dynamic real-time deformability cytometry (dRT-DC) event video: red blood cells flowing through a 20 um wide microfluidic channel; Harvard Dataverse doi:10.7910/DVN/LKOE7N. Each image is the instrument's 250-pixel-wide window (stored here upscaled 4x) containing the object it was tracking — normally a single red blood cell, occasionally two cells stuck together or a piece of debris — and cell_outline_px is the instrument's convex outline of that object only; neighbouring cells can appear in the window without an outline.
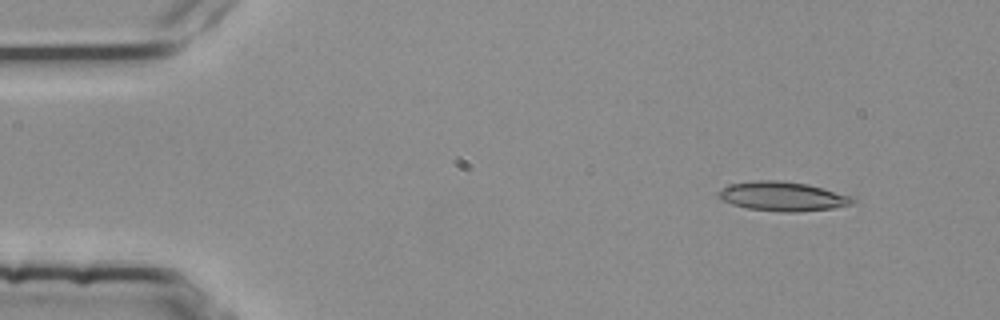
{"species": "common noctule bat (a hibernating species)", "species_latin": "Nyctalus noctula", "temperature_condition": "room temperature", "stored_images_in_passage": 4, "camera_frame_rate_fps": 3000, "um_per_image_px": 0.085, "animal": {"sex": "female", "body_mass_g": 25.1}, "frame": {"image": 1, "passage_image": 1, "time_ms": 0.0, "image_size_px": [1000, 320], "cell_outline_px": [[856, 200], [852, 204], [832, 208], [800, 212], [784, 212], [748, 208], [732, 204], [720, 200], [716, 196], [724, 188], [732, 184], [752, 180], [780, 180], [808, 184], [848, 196]], "centroid_in_image_um": [66.48, 16.69], "position_along_channel_um": 18.5, "area_um2": 22.6}}